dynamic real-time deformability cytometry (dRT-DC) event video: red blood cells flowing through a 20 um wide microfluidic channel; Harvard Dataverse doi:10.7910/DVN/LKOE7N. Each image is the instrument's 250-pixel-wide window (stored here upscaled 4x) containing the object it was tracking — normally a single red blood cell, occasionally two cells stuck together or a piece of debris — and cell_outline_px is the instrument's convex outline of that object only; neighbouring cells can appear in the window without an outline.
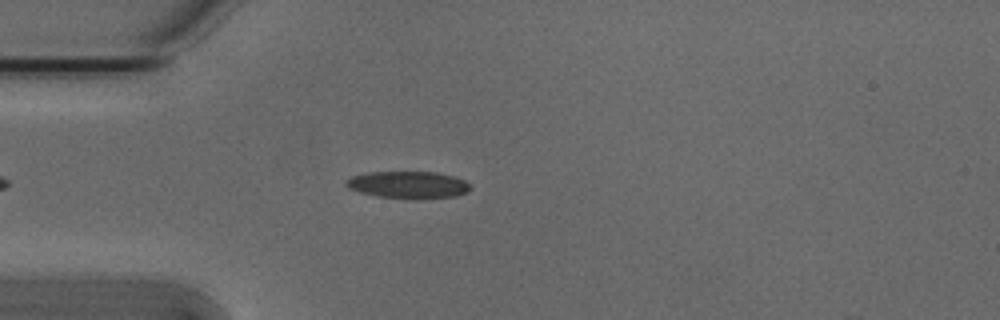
{"species": "Egyptian fruit bat (a non-hibernating species)", "species_latin": "Rousettus aegyptiacus", "temperature_condition": "cold", "stored_images_in_passage": 47, "camera_frame_rate_fps": 3000, "um_per_image_px": 0.085, "animal": {"sex": "male"}, "frame": {"image": 1, "passage_image": 8, "time_ms": 2.333, "image_size_px": [1000, 320], "cell_outline_px": [[472, 188], [468, 192], [456, 196], [416, 200], [376, 196], [360, 192], [348, 188], [344, 184], [344, 180], [352, 176], [372, 172], [436, 172], [452, 176], [464, 180]], "centroid_in_image_um": [34.69, 15.73], "position_along_channel_um": 50.3, "area_um2": 19.88}}
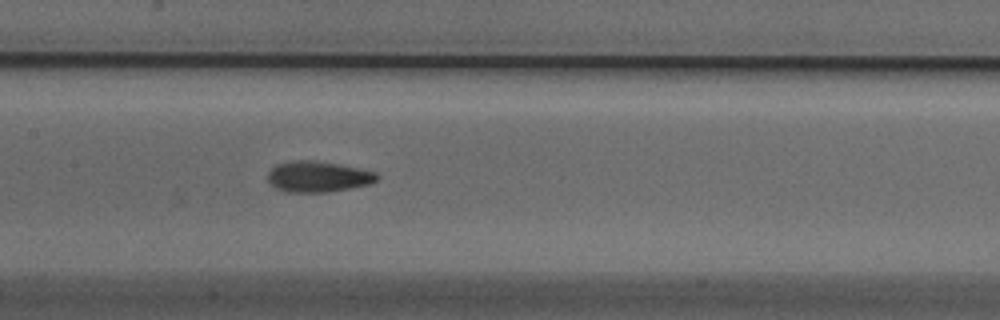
{"frame": {"image": 2, "passage_image": 19, "time_ms": 6.0, "image_size_px": [1000, 320], "cell_outline_px": [[380, 180], [368, 184], [328, 192], [288, 192], [276, 188], [268, 180], [268, 172], [276, 164], [296, 160], [316, 160], [340, 164], [376, 172], [380, 176]], "centroid_in_image_um": [27.05, 15.0], "position_along_channel_um": 180.3, "area_um2": 19.65}}
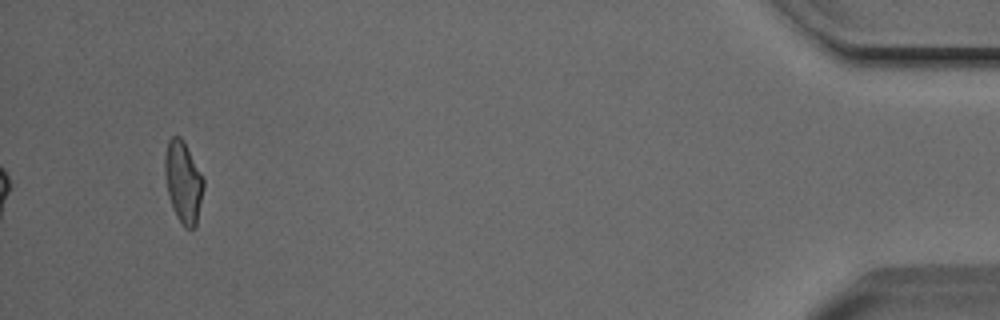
{"frame": {"image": 3, "passage_image": 44, "time_ms": 14.333, "image_size_px": [1000, 320], "cell_outline_px": [[204, 188], [196, 224], [192, 228], [184, 228], [176, 216], [172, 208], [168, 192], [164, 172], [164, 156], [168, 140], [172, 136], [180, 136], [184, 140], [204, 176]], "centroid_in_image_um": [15.58, 15.43], "position_along_channel_um": 419.6, "area_um2": 18.67}, "authors_computed_cell_mechanics": {"area_um2": 18.9006, "velocity_mm_per_s": 3.835, "shape_relaxation_time_tau1_ms": 4.0661, "shape_relaxation_time_tau2_ms": 2.342, "deformation_change_tau1": 0.1209, "deformation_change_tau2": 0.0875}}